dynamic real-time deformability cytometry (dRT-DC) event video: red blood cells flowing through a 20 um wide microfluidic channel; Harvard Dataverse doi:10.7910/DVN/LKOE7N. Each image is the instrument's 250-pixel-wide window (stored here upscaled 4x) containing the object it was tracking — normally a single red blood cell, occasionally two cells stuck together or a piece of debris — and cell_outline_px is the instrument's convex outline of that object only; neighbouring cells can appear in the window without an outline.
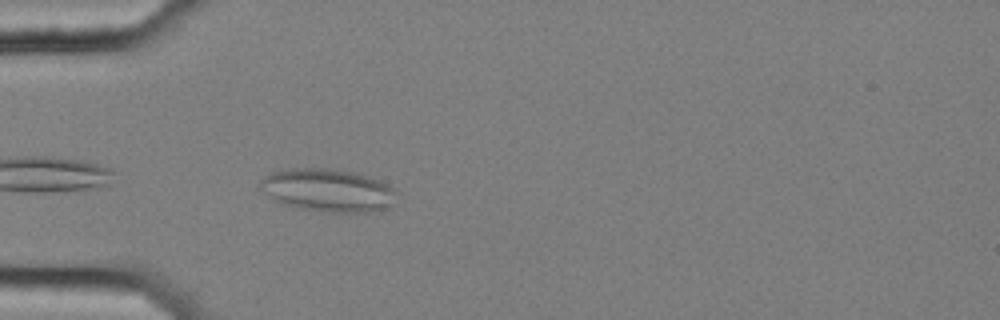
{"species": "common noctule bat (a hibernating species)", "species_latin": "Nyctalus noctula", "temperature_condition": "cold", "stored_images_in_passage": 7, "camera_frame_rate_fps": 3000, "um_per_image_px": 0.085, "animal": {"sex": "female", "body_mass_g": 25.1}, "frame": {"image": 1, "passage_image": 2, "time_ms": 0.333, "image_size_px": [1000, 320], "cell_outline_px": [[400, 192], [392, 204], [388, 208], [368, 212], [328, 212], [296, 208], [284, 204], [276, 200], [260, 188], [260, 180], [264, 176], [272, 172], [292, 168], [324, 168], [352, 172], [380, 180], [396, 188]], "centroid_in_image_um": [27.93, 16.18], "position_along_channel_um": 57.1, "area_um2": 34.16}}